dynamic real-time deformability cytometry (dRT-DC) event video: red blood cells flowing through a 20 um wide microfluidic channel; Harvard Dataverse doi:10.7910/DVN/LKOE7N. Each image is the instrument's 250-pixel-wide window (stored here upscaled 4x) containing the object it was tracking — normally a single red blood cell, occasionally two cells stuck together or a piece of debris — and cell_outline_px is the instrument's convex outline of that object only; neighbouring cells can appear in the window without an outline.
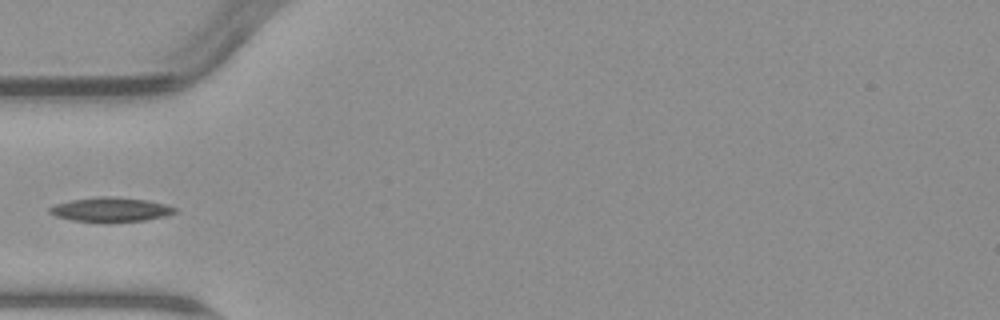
{"species": "common noctule bat (a hibernating species)", "species_latin": "Nyctalus noctula", "temperature_condition": "warm", "stored_images_in_passage": 5, "camera_frame_rate_fps": 3000, "um_per_image_px": 0.085, "animal": {"sex": "male", "body_mass_g": 23.1, "forearm_length_mm": 52.7}, "frame": {"image": 1, "passage_image": 4, "time_ms": 4.667, "image_size_px": [1000, 320], "cell_outline_px": [[176, 212], [164, 216], [144, 220], [108, 224], [104, 224], [72, 220], [56, 216], [48, 212], [48, 208], [56, 204], [72, 200], [100, 196], [108, 196], [148, 200], [168, 204], [176, 208]], "centroid_in_image_um": [9.41, 17.84], "position_along_channel_um": 75.6, "area_um2": 18.21}}
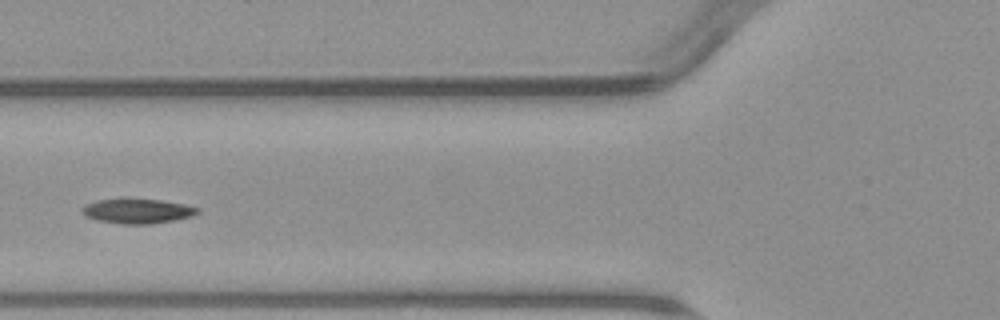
{"frame": {"image": 2, "passage_image": 5, "time_ms": 5.667, "image_size_px": [1000, 320], "cell_outline_px": [[200, 212], [192, 216], [176, 220], [152, 224], [120, 224], [100, 220], [84, 216], [84, 204], [96, 200], [124, 196], [160, 200], [184, 204], [200, 208]], "centroid_in_image_um": [11.69, 17.9], "position_along_channel_um": 114.1, "area_um2": 17.22}}